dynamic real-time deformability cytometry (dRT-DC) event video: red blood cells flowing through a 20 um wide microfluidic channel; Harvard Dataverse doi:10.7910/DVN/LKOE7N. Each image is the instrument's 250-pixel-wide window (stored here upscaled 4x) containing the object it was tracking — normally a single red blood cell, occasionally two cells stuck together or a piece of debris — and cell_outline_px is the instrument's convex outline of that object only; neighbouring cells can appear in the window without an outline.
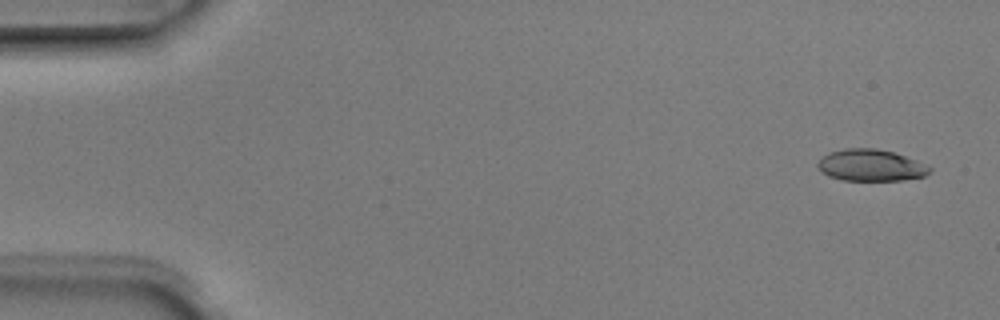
{"species": "Egyptian fruit bat (a non-hibernating species)", "species_latin": "Rousettus aegyptiacus", "temperature_condition": "room temperature", "stored_images_in_passage": 5, "camera_frame_rate_fps": 3000, "um_per_image_px": 0.085, "animal": {"sex": "male"}, "frame": {"image": 1, "passage_image": 1, "time_ms": 0.0, "image_size_px": [1000, 320], "cell_outline_px": [[932, 172], [924, 176], [900, 180], [844, 180], [828, 176], [816, 164], [828, 152], [844, 148], [876, 148], [892, 152], [916, 160], [932, 168]], "centroid_in_image_um": [74.03, 14.04], "position_along_channel_um": 11.0, "area_um2": 20.46}}
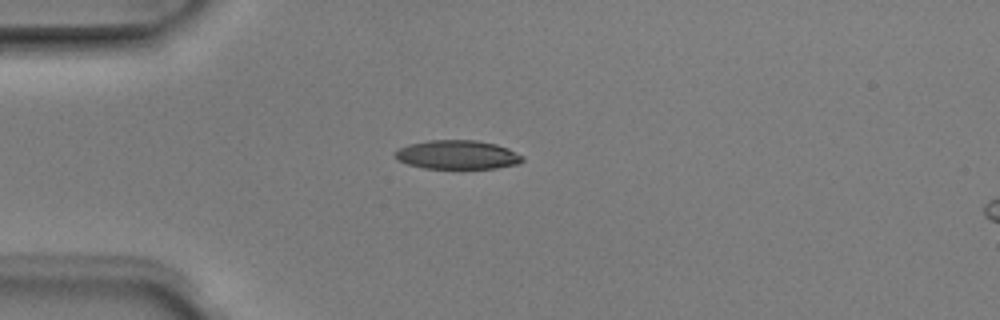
{"frame": {"image": 2, "passage_image": 4, "time_ms": 1.0, "image_size_px": [1000, 320], "cell_outline_px": [[524, 160], [520, 164], [496, 168], [424, 168], [408, 164], [396, 160], [392, 152], [408, 144], [428, 140], [476, 140], [496, 144], [508, 148], [524, 156]], "centroid_in_image_um": [38.87, 13.15], "position_along_channel_um": 46.1, "area_um2": 21.68}}